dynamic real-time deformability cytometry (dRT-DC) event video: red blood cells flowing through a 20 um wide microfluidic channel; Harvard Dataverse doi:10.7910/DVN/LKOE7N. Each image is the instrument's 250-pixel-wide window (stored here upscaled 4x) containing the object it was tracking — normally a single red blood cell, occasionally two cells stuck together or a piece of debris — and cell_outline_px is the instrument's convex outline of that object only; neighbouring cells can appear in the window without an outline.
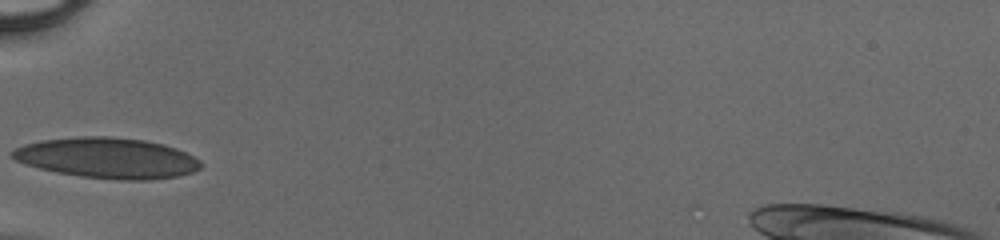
{"species": "human", "species_latin": "Homo sapiens", "temperature_condition": "cold", "stored_images_in_passage": 25, "camera_frame_rate_fps": 3000, "um_per_image_px": 0.085, "donor": {"sex": "male"}, "frame": {"image": 1, "passage_image": 1, "time_ms": 0.0, "image_size_px": [1000, 240], "cell_outline_px": [[200, 168], [192, 172], [176, 176], [152, 180], [112, 180], [80, 176], [56, 172], [24, 164], [16, 160], [12, 156], [12, 152], [16, 148], [24, 144], [40, 140], [84, 136], [108, 136], [144, 140], [164, 144], [176, 148], [200, 160]], "centroid_in_image_um": [9.12, 13.43], "position_along_channel_um": 75.9, "area_um2": 44.51}}
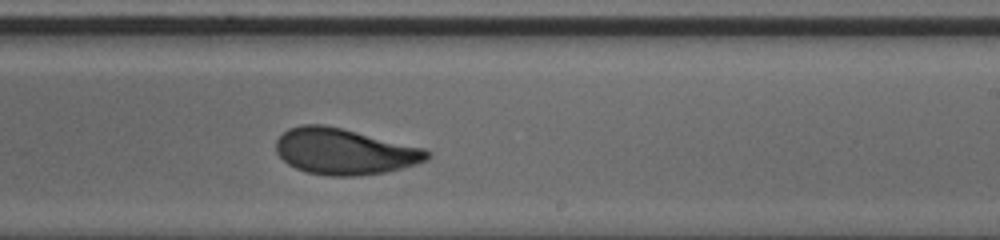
{"frame": {"image": 2, "passage_image": 14, "time_ms": 4.333, "image_size_px": [1000, 240], "cell_outline_px": [[428, 160], [416, 164], [384, 172], [360, 176], [328, 176], [304, 172], [288, 164], [276, 152], [276, 140], [288, 128], [304, 124], [324, 124], [424, 148], [428, 152]], "centroid_in_image_um": [29.23, 12.88], "position_along_channel_um": 259.8, "area_um2": 40.34}}
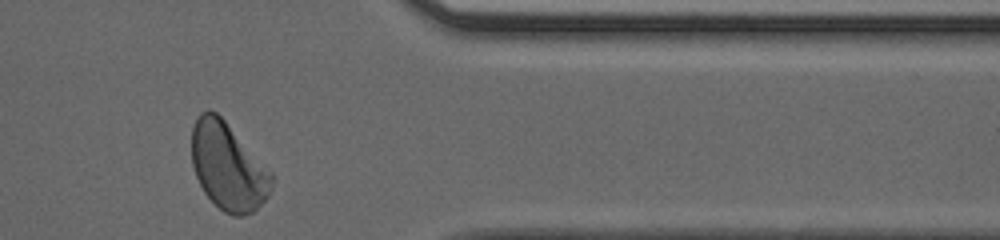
{"frame": {"image": 3, "passage_image": 24, "time_ms": 7.667, "image_size_px": [1000, 240], "cell_outline_px": [[276, 176], [268, 196], [252, 212], [244, 216], [232, 216], [224, 212], [204, 192], [196, 176], [192, 164], [192, 128], [200, 112], [216, 112], [224, 120]], "centroid_in_image_um": [19.4, 14.18], "position_along_channel_um": 392.0, "area_um2": 40.34}}